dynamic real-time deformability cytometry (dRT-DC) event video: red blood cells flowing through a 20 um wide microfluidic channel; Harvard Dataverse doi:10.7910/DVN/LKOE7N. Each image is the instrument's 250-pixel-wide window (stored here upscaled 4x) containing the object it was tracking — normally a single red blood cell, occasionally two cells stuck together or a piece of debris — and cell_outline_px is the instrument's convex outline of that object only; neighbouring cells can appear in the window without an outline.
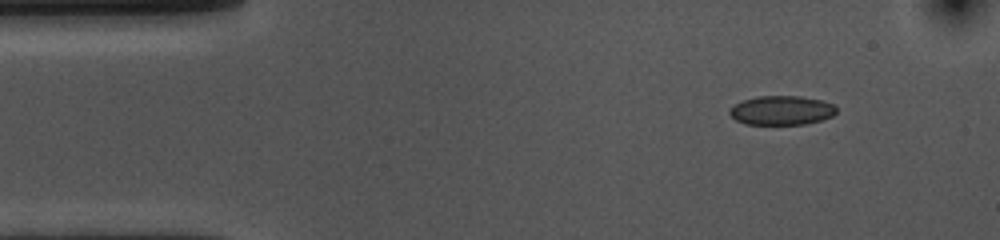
{"species": "common noctule bat (a hibernating species)", "species_latin": "Nyctalus noctula", "temperature_condition": "cold", "stored_images_in_passage": 49, "camera_frame_rate_fps": 3000, "um_per_image_px": 0.085, "animal": {"sex": "female", "body_mass_g": 10.0, "forearm_length_mm": 53.1}, "frame": {"image": 1, "passage_image": 1, "time_ms": 0.0, "image_size_px": [1000, 240], "cell_outline_px": [[836, 112], [832, 116], [820, 120], [804, 124], [744, 124], [736, 120], [728, 112], [736, 104], [744, 100], [756, 96], [800, 96], [820, 100], [832, 104], [836, 108]], "centroid_in_image_um": [66.43, 9.38], "position_along_channel_um": 18.6, "area_um2": 17.92}}
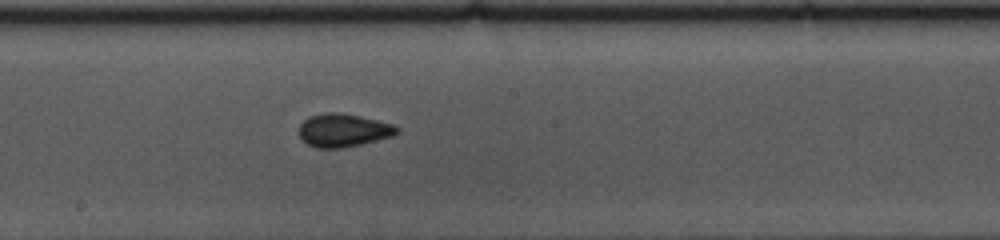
{"frame": {"image": 2, "passage_image": 23, "time_ms": 7.333, "image_size_px": [1000, 240], "cell_outline_px": [[400, 132], [392, 136], [344, 148], [316, 148], [300, 140], [300, 124], [308, 116], [324, 112], [340, 112], [360, 116], [396, 124], [400, 128]], "centroid_in_image_um": [29.19, 11.06], "position_along_channel_um": 219.0, "area_um2": 19.19}}
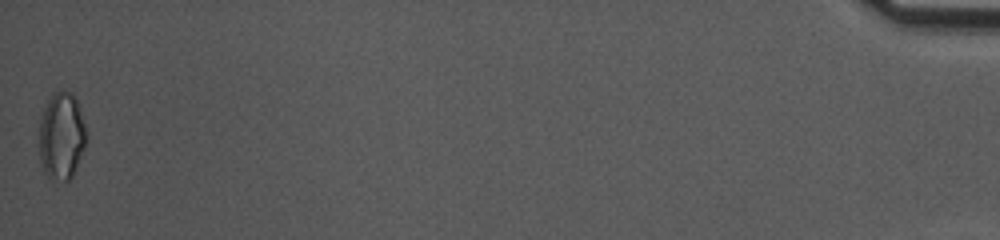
{"frame": {"image": 3, "passage_image": 49, "time_ms": 16.0, "image_size_px": [1000, 240], "cell_outline_px": [[84, 148], [76, 168], [72, 176], [68, 180], [64, 180], [48, 176], [44, 172], [40, 164], [40, 116], [52, 92], [64, 88], [72, 92], [80, 108], [84, 124]], "centroid_in_image_um": [5.21, 11.49], "position_along_channel_um": 430.0, "area_um2": 23.76}, "authors_computed_cell_mechanics": {"area_um2": 18.2648, "velocity_mm_per_s": 3.6294, "shape_relaxation_time_tau1_ms": 5.1364, "shape_relaxation_time_tau2_ms": 1.3783, "deformation_change_tau1": 0.0984, "deformation_change_tau2": 0.0608}}